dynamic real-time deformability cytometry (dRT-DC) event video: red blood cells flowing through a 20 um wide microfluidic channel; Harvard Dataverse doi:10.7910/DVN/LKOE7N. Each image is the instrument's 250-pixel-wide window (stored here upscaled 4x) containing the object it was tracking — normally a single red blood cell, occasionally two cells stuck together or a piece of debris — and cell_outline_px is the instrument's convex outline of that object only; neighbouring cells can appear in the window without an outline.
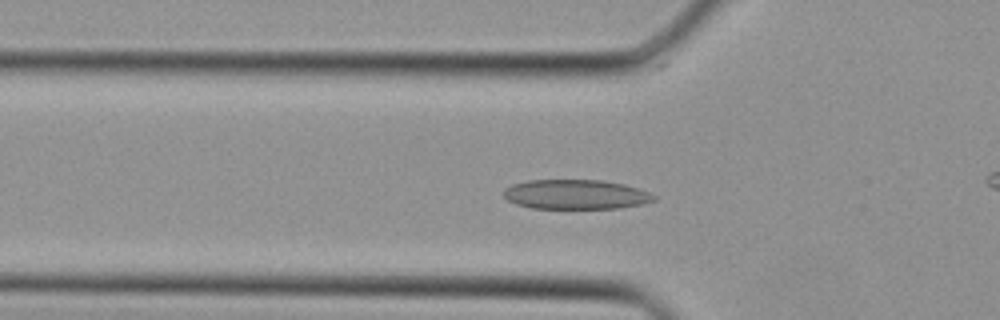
{"species": "Egyptian fruit bat (a non-hibernating species)", "species_latin": "Rousettus aegyptiacus", "temperature_condition": "cold", "stored_images_in_passage": 35, "camera_frame_rate_fps": 3000, "um_per_image_px": 0.085, "animal": {"sex": "female"}, "frame": {"image": 1, "passage_image": 8, "time_ms": 2.333, "image_size_px": [1000, 320], "cell_outline_px": [[656, 200], [640, 204], [620, 208], [532, 208], [516, 204], [508, 200], [504, 196], [504, 188], [512, 184], [528, 180], [600, 180], [624, 184], [640, 188], [656, 196]], "centroid_in_image_um": [48.94, 16.52], "position_along_channel_um": 76.9, "area_um2": 25.89}}
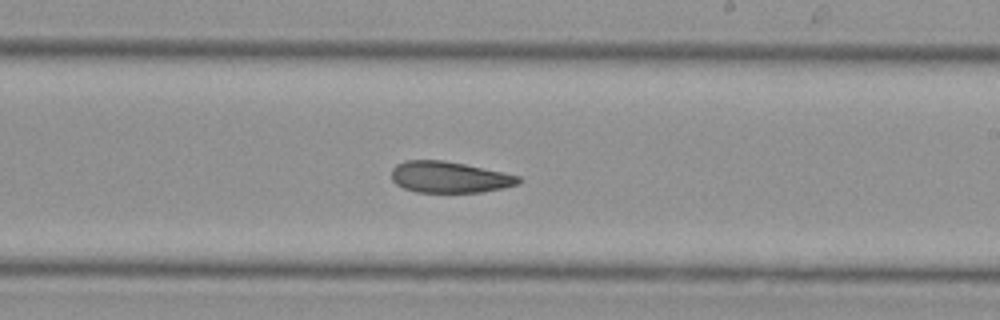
{"frame": {"image": 2, "passage_image": 18, "time_ms": 5.667, "image_size_px": [1000, 320], "cell_outline_px": [[520, 184], [504, 188], [480, 192], [416, 192], [404, 188], [396, 184], [392, 180], [392, 168], [396, 164], [404, 160], [444, 160], [504, 172], [520, 176]], "centroid_in_image_um": [38.2, 15.05], "position_along_channel_um": 250.8, "area_um2": 23.24}}
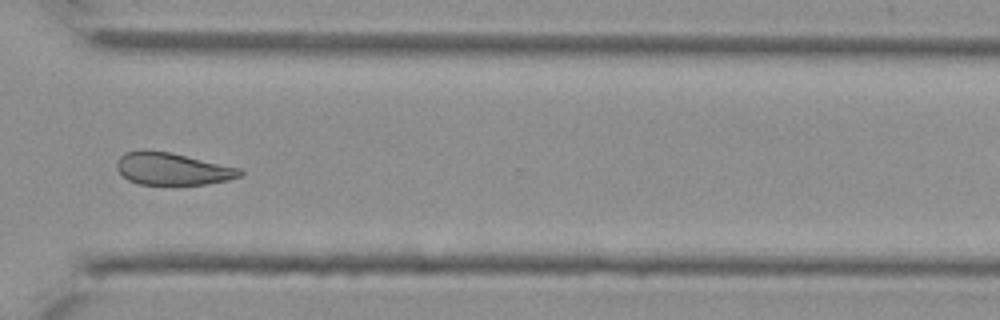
{"frame": {"image": 3, "passage_image": 24, "time_ms": 7.667, "image_size_px": [1000, 320], "cell_outline_px": [[244, 172], [240, 176], [228, 180], [204, 184], [140, 184], [128, 180], [116, 168], [116, 160], [124, 152], [140, 148], [148, 148], [172, 152], [240, 168]], "centroid_in_image_um": [14.6, 14.31], "position_along_channel_um": 356.0, "area_um2": 23.52}}